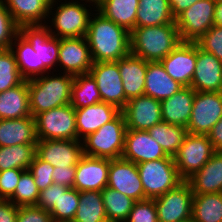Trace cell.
<instances>
[{"label": "cell", "instance_id": "obj_1", "mask_svg": "<svg viewBox=\"0 0 222 222\" xmlns=\"http://www.w3.org/2000/svg\"><path fill=\"white\" fill-rule=\"evenodd\" d=\"M93 11L97 13L91 15L85 36L93 63L124 58L130 53V32L106 18L96 8Z\"/></svg>", "mask_w": 222, "mask_h": 222}, {"label": "cell", "instance_id": "obj_2", "mask_svg": "<svg viewBox=\"0 0 222 222\" xmlns=\"http://www.w3.org/2000/svg\"><path fill=\"white\" fill-rule=\"evenodd\" d=\"M181 42L176 23L135 27L130 32V53L147 62H160Z\"/></svg>", "mask_w": 222, "mask_h": 222}, {"label": "cell", "instance_id": "obj_3", "mask_svg": "<svg viewBox=\"0 0 222 222\" xmlns=\"http://www.w3.org/2000/svg\"><path fill=\"white\" fill-rule=\"evenodd\" d=\"M53 76H50V75ZM46 73L32 79H28L30 112L32 117L50 109L68 105L71 100V87L74 76L60 72Z\"/></svg>", "mask_w": 222, "mask_h": 222}, {"label": "cell", "instance_id": "obj_4", "mask_svg": "<svg viewBox=\"0 0 222 222\" xmlns=\"http://www.w3.org/2000/svg\"><path fill=\"white\" fill-rule=\"evenodd\" d=\"M57 1L60 2L59 0H51L49 5L48 15H52V17L50 16L48 19L52 18V21H49L50 23L52 22V25L46 24V26L49 28L51 35L57 38L85 37L89 26V20L92 15V13L89 12L91 6H87L85 2H83L84 4H81L78 0L72 2L66 0L61 4ZM86 6L90 7V9H87Z\"/></svg>", "mask_w": 222, "mask_h": 222}, {"label": "cell", "instance_id": "obj_5", "mask_svg": "<svg viewBox=\"0 0 222 222\" xmlns=\"http://www.w3.org/2000/svg\"><path fill=\"white\" fill-rule=\"evenodd\" d=\"M126 130L125 118L121 112L114 120L82 139L83 154L110 160L120 158L124 150Z\"/></svg>", "mask_w": 222, "mask_h": 222}, {"label": "cell", "instance_id": "obj_6", "mask_svg": "<svg viewBox=\"0 0 222 222\" xmlns=\"http://www.w3.org/2000/svg\"><path fill=\"white\" fill-rule=\"evenodd\" d=\"M144 189V199H154L176 188L184 180L179 176L174 158L167 156L137 164Z\"/></svg>", "mask_w": 222, "mask_h": 222}, {"label": "cell", "instance_id": "obj_7", "mask_svg": "<svg viewBox=\"0 0 222 222\" xmlns=\"http://www.w3.org/2000/svg\"><path fill=\"white\" fill-rule=\"evenodd\" d=\"M34 118L38 140H78L76 114L71 104L39 113Z\"/></svg>", "mask_w": 222, "mask_h": 222}, {"label": "cell", "instance_id": "obj_8", "mask_svg": "<svg viewBox=\"0 0 222 222\" xmlns=\"http://www.w3.org/2000/svg\"><path fill=\"white\" fill-rule=\"evenodd\" d=\"M216 3L199 0L175 18L182 42H197L214 25Z\"/></svg>", "mask_w": 222, "mask_h": 222}, {"label": "cell", "instance_id": "obj_9", "mask_svg": "<svg viewBox=\"0 0 222 222\" xmlns=\"http://www.w3.org/2000/svg\"><path fill=\"white\" fill-rule=\"evenodd\" d=\"M215 152L207 135L187 133L173 157L179 176L186 181L200 170Z\"/></svg>", "mask_w": 222, "mask_h": 222}, {"label": "cell", "instance_id": "obj_10", "mask_svg": "<svg viewBox=\"0 0 222 222\" xmlns=\"http://www.w3.org/2000/svg\"><path fill=\"white\" fill-rule=\"evenodd\" d=\"M193 192L183 181L176 188L154 198L158 222H185L192 218Z\"/></svg>", "mask_w": 222, "mask_h": 222}, {"label": "cell", "instance_id": "obj_11", "mask_svg": "<svg viewBox=\"0 0 222 222\" xmlns=\"http://www.w3.org/2000/svg\"><path fill=\"white\" fill-rule=\"evenodd\" d=\"M221 118L222 92H196L187 132L207 135Z\"/></svg>", "mask_w": 222, "mask_h": 222}, {"label": "cell", "instance_id": "obj_12", "mask_svg": "<svg viewBox=\"0 0 222 222\" xmlns=\"http://www.w3.org/2000/svg\"><path fill=\"white\" fill-rule=\"evenodd\" d=\"M19 32L28 40L33 50L38 52L39 76L55 70L58 64L60 38L51 35L49 28L43 25H24Z\"/></svg>", "mask_w": 222, "mask_h": 222}, {"label": "cell", "instance_id": "obj_13", "mask_svg": "<svg viewBox=\"0 0 222 222\" xmlns=\"http://www.w3.org/2000/svg\"><path fill=\"white\" fill-rule=\"evenodd\" d=\"M89 74L96 81L101 102L112 104L122 110L128 100L116 61L93 63Z\"/></svg>", "mask_w": 222, "mask_h": 222}, {"label": "cell", "instance_id": "obj_14", "mask_svg": "<svg viewBox=\"0 0 222 222\" xmlns=\"http://www.w3.org/2000/svg\"><path fill=\"white\" fill-rule=\"evenodd\" d=\"M107 187L135 201L144 200V189L137 164L122 157L110 160Z\"/></svg>", "mask_w": 222, "mask_h": 222}, {"label": "cell", "instance_id": "obj_15", "mask_svg": "<svg viewBox=\"0 0 222 222\" xmlns=\"http://www.w3.org/2000/svg\"><path fill=\"white\" fill-rule=\"evenodd\" d=\"M60 63V64H59ZM93 65L86 37L60 38L58 64L63 73L87 74Z\"/></svg>", "mask_w": 222, "mask_h": 222}, {"label": "cell", "instance_id": "obj_16", "mask_svg": "<svg viewBox=\"0 0 222 222\" xmlns=\"http://www.w3.org/2000/svg\"><path fill=\"white\" fill-rule=\"evenodd\" d=\"M127 130L148 131L162 120L161 103L152 97L142 95L128 100L121 110Z\"/></svg>", "mask_w": 222, "mask_h": 222}, {"label": "cell", "instance_id": "obj_17", "mask_svg": "<svg viewBox=\"0 0 222 222\" xmlns=\"http://www.w3.org/2000/svg\"><path fill=\"white\" fill-rule=\"evenodd\" d=\"M197 60V43L181 42L160 62L167 74L184 87H190Z\"/></svg>", "mask_w": 222, "mask_h": 222}, {"label": "cell", "instance_id": "obj_18", "mask_svg": "<svg viewBox=\"0 0 222 222\" xmlns=\"http://www.w3.org/2000/svg\"><path fill=\"white\" fill-rule=\"evenodd\" d=\"M36 155L54 167H76L83 155L82 140H38Z\"/></svg>", "mask_w": 222, "mask_h": 222}, {"label": "cell", "instance_id": "obj_19", "mask_svg": "<svg viewBox=\"0 0 222 222\" xmlns=\"http://www.w3.org/2000/svg\"><path fill=\"white\" fill-rule=\"evenodd\" d=\"M110 159L83 154L76 165L74 188L79 192L102 191L107 187Z\"/></svg>", "mask_w": 222, "mask_h": 222}, {"label": "cell", "instance_id": "obj_20", "mask_svg": "<svg viewBox=\"0 0 222 222\" xmlns=\"http://www.w3.org/2000/svg\"><path fill=\"white\" fill-rule=\"evenodd\" d=\"M196 92H222V61L197 45L191 86Z\"/></svg>", "mask_w": 222, "mask_h": 222}, {"label": "cell", "instance_id": "obj_21", "mask_svg": "<svg viewBox=\"0 0 222 222\" xmlns=\"http://www.w3.org/2000/svg\"><path fill=\"white\" fill-rule=\"evenodd\" d=\"M121 157L138 164L166 158L167 155L148 131L126 130Z\"/></svg>", "mask_w": 222, "mask_h": 222}, {"label": "cell", "instance_id": "obj_22", "mask_svg": "<svg viewBox=\"0 0 222 222\" xmlns=\"http://www.w3.org/2000/svg\"><path fill=\"white\" fill-rule=\"evenodd\" d=\"M120 113L121 110L118 107L105 102L75 109L78 140L96 132L105 123L114 120Z\"/></svg>", "mask_w": 222, "mask_h": 222}, {"label": "cell", "instance_id": "obj_23", "mask_svg": "<svg viewBox=\"0 0 222 222\" xmlns=\"http://www.w3.org/2000/svg\"><path fill=\"white\" fill-rule=\"evenodd\" d=\"M116 62L126 99L144 95L148 62L132 53Z\"/></svg>", "mask_w": 222, "mask_h": 222}, {"label": "cell", "instance_id": "obj_24", "mask_svg": "<svg viewBox=\"0 0 222 222\" xmlns=\"http://www.w3.org/2000/svg\"><path fill=\"white\" fill-rule=\"evenodd\" d=\"M193 194L222 193V151L211 158L186 180Z\"/></svg>", "mask_w": 222, "mask_h": 222}, {"label": "cell", "instance_id": "obj_25", "mask_svg": "<svg viewBox=\"0 0 222 222\" xmlns=\"http://www.w3.org/2000/svg\"><path fill=\"white\" fill-rule=\"evenodd\" d=\"M196 91L192 87H183L161 103L162 120L169 124L187 127Z\"/></svg>", "mask_w": 222, "mask_h": 222}, {"label": "cell", "instance_id": "obj_26", "mask_svg": "<svg viewBox=\"0 0 222 222\" xmlns=\"http://www.w3.org/2000/svg\"><path fill=\"white\" fill-rule=\"evenodd\" d=\"M37 141L34 117L0 119V146L37 144Z\"/></svg>", "mask_w": 222, "mask_h": 222}, {"label": "cell", "instance_id": "obj_27", "mask_svg": "<svg viewBox=\"0 0 222 222\" xmlns=\"http://www.w3.org/2000/svg\"><path fill=\"white\" fill-rule=\"evenodd\" d=\"M19 27L48 22L51 0H2ZM44 21V22H42Z\"/></svg>", "mask_w": 222, "mask_h": 222}, {"label": "cell", "instance_id": "obj_28", "mask_svg": "<svg viewBox=\"0 0 222 222\" xmlns=\"http://www.w3.org/2000/svg\"><path fill=\"white\" fill-rule=\"evenodd\" d=\"M183 87L167 74L161 62H148L144 95L162 101Z\"/></svg>", "mask_w": 222, "mask_h": 222}, {"label": "cell", "instance_id": "obj_29", "mask_svg": "<svg viewBox=\"0 0 222 222\" xmlns=\"http://www.w3.org/2000/svg\"><path fill=\"white\" fill-rule=\"evenodd\" d=\"M28 82L0 92V119L32 116L30 112Z\"/></svg>", "mask_w": 222, "mask_h": 222}, {"label": "cell", "instance_id": "obj_30", "mask_svg": "<svg viewBox=\"0 0 222 222\" xmlns=\"http://www.w3.org/2000/svg\"><path fill=\"white\" fill-rule=\"evenodd\" d=\"M139 0H102L96 9L106 18L131 32L136 27Z\"/></svg>", "mask_w": 222, "mask_h": 222}, {"label": "cell", "instance_id": "obj_31", "mask_svg": "<svg viewBox=\"0 0 222 222\" xmlns=\"http://www.w3.org/2000/svg\"><path fill=\"white\" fill-rule=\"evenodd\" d=\"M175 23L168 0H139L136 27Z\"/></svg>", "mask_w": 222, "mask_h": 222}, {"label": "cell", "instance_id": "obj_32", "mask_svg": "<svg viewBox=\"0 0 222 222\" xmlns=\"http://www.w3.org/2000/svg\"><path fill=\"white\" fill-rule=\"evenodd\" d=\"M15 56L21 76L32 79L39 76V57L28 40L19 32L10 47Z\"/></svg>", "mask_w": 222, "mask_h": 222}, {"label": "cell", "instance_id": "obj_33", "mask_svg": "<svg viewBox=\"0 0 222 222\" xmlns=\"http://www.w3.org/2000/svg\"><path fill=\"white\" fill-rule=\"evenodd\" d=\"M148 132L160 144L166 155L170 157L176 155L188 133L185 127L164 121L155 124Z\"/></svg>", "mask_w": 222, "mask_h": 222}, {"label": "cell", "instance_id": "obj_34", "mask_svg": "<svg viewBox=\"0 0 222 222\" xmlns=\"http://www.w3.org/2000/svg\"><path fill=\"white\" fill-rule=\"evenodd\" d=\"M191 219L194 222H222V193L194 194Z\"/></svg>", "mask_w": 222, "mask_h": 222}, {"label": "cell", "instance_id": "obj_35", "mask_svg": "<svg viewBox=\"0 0 222 222\" xmlns=\"http://www.w3.org/2000/svg\"><path fill=\"white\" fill-rule=\"evenodd\" d=\"M74 220L77 222H108L101 191L79 192V205Z\"/></svg>", "mask_w": 222, "mask_h": 222}, {"label": "cell", "instance_id": "obj_36", "mask_svg": "<svg viewBox=\"0 0 222 222\" xmlns=\"http://www.w3.org/2000/svg\"><path fill=\"white\" fill-rule=\"evenodd\" d=\"M99 102H101V96L93 77L89 73L75 75L71 87V106L78 109Z\"/></svg>", "mask_w": 222, "mask_h": 222}, {"label": "cell", "instance_id": "obj_37", "mask_svg": "<svg viewBox=\"0 0 222 222\" xmlns=\"http://www.w3.org/2000/svg\"><path fill=\"white\" fill-rule=\"evenodd\" d=\"M36 156V144L0 146V171L7 169L28 170Z\"/></svg>", "mask_w": 222, "mask_h": 222}, {"label": "cell", "instance_id": "obj_38", "mask_svg": "<svg viewBox=\"0 0 222 222\" xmlns=\"http://www.w3.org/2000/svg\"><path fill=\"white\" fill-rule=\"evenodd\" d=\"M101 193L108 222H125L135 200L109 187Z\"/></svg>", "mask_w": 222, "mask_h": 222}, {"label": "cell", "instance_id": "obj_39", "mask_svg": "<svg viewBox=\"0 0 222 222\" xmlns=\"http://www.w3.org/2000/svg\"><path fill=\"white\" fill-rule=\"evenodd\" d=\"M79 205V191L59 185V198L49 211L53 221L59 222L74 219Z\"/></svg>", "mask_w": 222, "mask_h": 222}, {"label": "cell", "instance_id": "obj_40", "mask_svg": "<svg viewBox=\"0 0 222 222\" xmlns=\"http://www.w3.org/2000/svg\"><path fill=\"white\" fill-rule=\"evenodd\" d=\"M24 80L13 52L10 49H0V92L13 88Z\"/></svg>", "mask_w": 222, "mask_h": 222}, {"label": "cell", "instance_id": "obj_41", "mask_svg": "<svg viewBox=\"0 0 222 222\" xmlns=\"http://www.w3.org/2000/svg\"><path fill=\"white\" fill-rule=\"evenodd\" d=\"M39 193L40 191L34 182L32 173L29 170H24L14 194L8 200L13 202L17 207L36 205Z\"/></svg>", "mask_w": 222, "mask_h": 222}, {"label": "cell", "instance_id": "obj_42", "mask_svg": "<svg viewBox=\"0 0 222 222\" xmlns=\"http://www.w3.org/2000/svg\"><path fill=\"white\" fill-rule=\"evenodd\" d=\"M19 26L13 19L6 5L0 0V49H10Z\"/></svg>", "mask_w": 222, "mask_h": 222}, {"label": "cell", "instance_id": "obj_43", "mask_svg": "<svg viewBox=\"0 0 222 222\" xmlns=\"http://www.w3.org/2000/svg\"><path fill=\"white\" fill-rule=\"evenodd\" d=\"M125 222H158L154 199L135 201Z\"/></svg>", "mask_w": 222, "mask_h": 222}, {"label": "cell", "instance_id": "obj_44", "mask_svg": "<svg viewBox=\"0 0 222 222\" xmlns=\"http://www.w3.org/2000/svg\"><path fill=\"white\" fill-rule=\"evenodd\" d=\"M28 170L32 173L34 182L40 192L54 183L52 176L54 166L40 159L37 155Z\"/></svg>", "mask_w": 222, "mask_h": 222}, {"label": "cell", "instance_id": "obj_45", "mask_svg": "<svg viewBox=\"0 0 222 222\" xmlns=\"http://www.w3.org/2000/svg\"><path fill=\"white\" fill-rule=\"evenodd\" d=\"M196 43L222 61V27L213 25Z\"/></svg>", "mask_w": 222, "mask_h": 222}, {"label": "cell", "instance_id": "obj_46", "mask_svg": "<svg viewBox=\"0 0 222 222\" xmlns=\"http://www.w3.org/2000/svg\"><path fill=\"white\" fill-rule=\"evenodd\" d=\"M23 171L16 168L0 171V199L8 200L14 194Z\"/></svg>", "mask_w": 222, "mask_h": 222}, {"label": "cell", "instance_id": "obj_47", "mask_svg": "<svg viewBox=\"0 0 222 222\" xmlns=\"http://www.w3.org/2000/svg\"><path fill=\"white\" fill-rule=\"evenodd\" d=\"M17 222H54L49 211L36 205L18 207Z\"/></svg>", "mask_w": 222, "mask_h": 222}, {"label": "cell", "instance_id": "obj_48", "mask_svg": "<svg viewBox=\"0 0 222 222\" xmlns=\"http://www.w3.org/2000/svg\"><path fill=\"white\" fill-rule=\"evenodd\" d=\"M59 198V185L53 183L39 193L36 206L50 211Z\"/></svg>", "mask_w": 222, "mask_h": 222}, {"label": "cell", "instance_id": "obj_49", "mask_svg": "<svg viewBox=\"0 0 222 222\" xmlns=\"http://www.w3.org/2000/svg\"><path fill=\"white\" fill-rule=\"evenodd\" d=\"M76 167H54L53 182L57 185L74 188Z\"/></svg>", "mask_w": 222, "mask_h": 222}, {"label": "cell", "instance_id": "obj_50", "mask_svg": "<svg viewBox=\"0 0 222 222\" xmlns=\"http://www.w3.org/2000/svg\"><path fill=\"white\" fill-rule=\"evenodd\" d=\"M18 207L7 199H0V222H17Z\"/></svg>", "mask_w": 222, "mask_h": 222}, {"label": "cell", "instance_id": "obj_51", "mask_svg": "<svg viewBox=\"0 0 222 222\" xmlns=\"http://www.w3.org/2000/svg\"><path fill=\"white\" fill-rule=\"evenodd\" d=\"M215 151H222V118L211 128L207 134Z\"/></svg>", "mask_w": 222, "mask_h": 222}, {"label": "cell", "instance_id": "obj_52", "mask_svg": "<svg viewBox=\"0 0 222 222\" xmlns=\"http://www.w3.org/2000/svg\"><path fill=\"white\" fill-rule=\"evenodd\" d=\"M173 16L176 18L181 12L199 0H168Z\"/></svg>", "mask_w": 222, "mask_h": 222}, {"label": "cell", "instance_id": "obj_53", "mask_svg": "<svg viewBox=\"0 0 222 222\" xmlns=\"http://www.w3.org/2000/svg\"><path fill=\"white\" fill-rule=\"evenodd\" d=\"M214 25L222 27V1H218L214 12Z\"/></svg>", "mask_w": 222, "mask_h": 222}, {"label": "cell", "instance_id": "obj_54", "mask_svg": "<svg viewBox=\"0 0 222 222\" xmlns=\"http://www.w3.org/2000/svg\"><path fill=\"white\" fill-rule=\"evenodd\" d=\"M102 0H91V2L93 4H95V6H97Z\"/></svg>", "mask_w": 222, "mask_h": 222}, {"label": "cell", "instance_id": "obj_55", "mask_svg": "<svg viewBox=\"0 0 222 222\" xmlns=\"http://www.w3.org/2000/svg\"><path fill=\"white\" fill-rule=\"evenodd\" d=\"M81 1H85L87 3L90 2L89 4L92 5L94 8H96L95 4H91L92 3L91 0H81Z\"/></svg>", "mask_w": 222, "mask_h": 222}, {"label": "cell", "instance_id": "obj_56", "mask_svg": "<svg viewBox=\"0 0 222 222\" xmlns=\"http://www.w3.org/2000/svg\"><path fill=\"white\" fill-rule=\"evenodd\" d=\"M59 222H77V221L74 219H71V220H64V221H59Z\"/></svg>", "mask_w": 222, "mask_h": 222}, {"label": "cell", "instance_id": "obj_57", "mask_svg": "<svg viewBox=\"0 0 222 222\" xmlns=\"http://www.w3.org/2000/svg\"><path fill=\"white\" fill-rule=\"evenodd\" d=\"M185 222H194L192 219H190V220H187V221H185Z\"/></svg>", "mask_w": 222, "mask_h": 222}]
</instances>
